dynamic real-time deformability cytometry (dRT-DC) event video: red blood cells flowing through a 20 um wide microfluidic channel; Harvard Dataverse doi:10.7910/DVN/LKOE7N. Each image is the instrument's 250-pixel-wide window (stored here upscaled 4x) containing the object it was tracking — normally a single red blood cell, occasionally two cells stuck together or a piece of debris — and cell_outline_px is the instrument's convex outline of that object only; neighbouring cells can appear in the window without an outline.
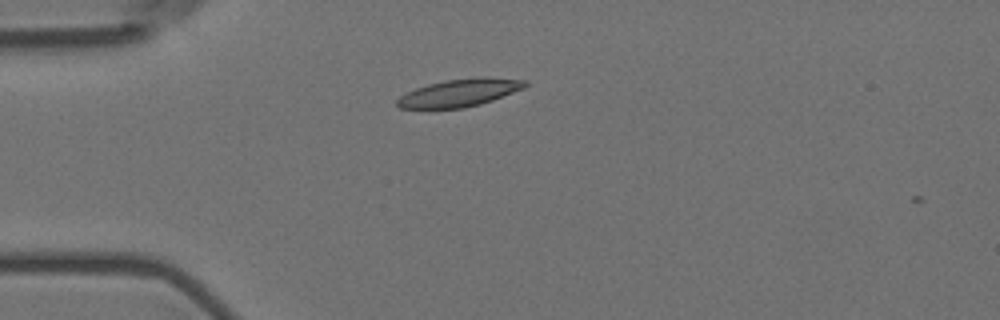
{"species": "Egyptian fruit bat (a non-hibernating species)", "species_latin": "Rousettus aegyptiacus", "temperature_condition": "room temperature", "stored_images_in_passage": 2, "camera_frame_rate_fps": 3000, "um_per_image_px": 0.085, "animal": {"sex": "female"}, "frame": {"image": 1, "passage_image": 1, "time_ms": 0.0, "image_size_px": [1000, 320], "cell_outline_px": [[528, 84], [524, 88], [492, 100], [480, 104], [464, 108], [400, 108], [396, 104], [396, 100], [400, 96], [416, 88], [428, 84], [444, 80], [480, 76], [484, 76], [528, 80]], "centroid_in_image_um": [39.09, 7.87], "position_along_channel_um": 45.9, "area_um2": 20.63}}